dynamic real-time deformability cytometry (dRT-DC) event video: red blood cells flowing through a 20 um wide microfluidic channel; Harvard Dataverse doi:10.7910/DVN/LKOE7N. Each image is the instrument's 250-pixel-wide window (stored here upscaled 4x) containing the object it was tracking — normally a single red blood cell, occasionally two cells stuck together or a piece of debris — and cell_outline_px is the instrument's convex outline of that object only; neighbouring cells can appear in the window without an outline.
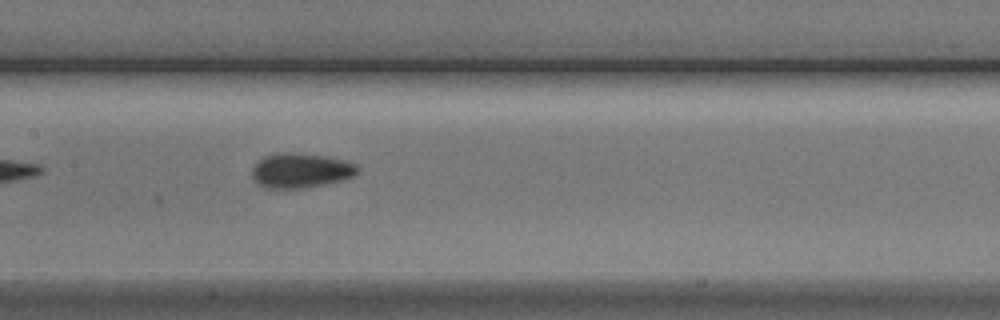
{"species": "Egyptian fruit bat (a non-hibernating species)", "species_latin": "Rousettus aegyptiacus", "temperature_condition": "cold", "stored_images_in_passage": 7, "camera_frame_rate_fps": 3000, "um_per_image_px": 0.085, "animal": {"sex": "male"}, "frame": {"image": 1, "passage_image": 7, "time_ms": 7.333, "image_size_px": [1000, 320], "cell_outline_px": [[360, 168], [352, 176], [340, 180], [300, 188], [264, 188], [256, 184], [252, 180], [252, 168], [264, 156], [276, 152], [292, 152], [328, 156], [344, 160], [356, 164]], "centroid_in_image_um": [25.5, 14.47], "position_along_channel_um": 181.9, "area_um2": 21.33}}